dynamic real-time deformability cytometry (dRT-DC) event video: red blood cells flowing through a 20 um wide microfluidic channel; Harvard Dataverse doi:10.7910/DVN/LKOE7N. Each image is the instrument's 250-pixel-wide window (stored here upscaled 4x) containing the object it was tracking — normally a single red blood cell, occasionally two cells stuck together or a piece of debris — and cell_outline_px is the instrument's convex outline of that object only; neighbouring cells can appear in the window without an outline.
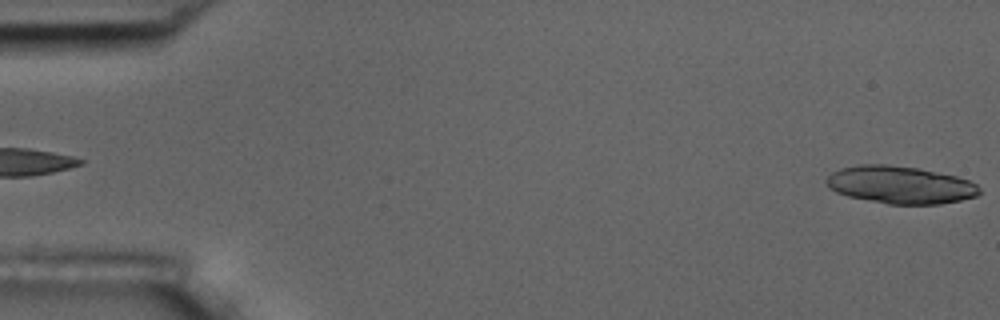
{"species": "common noctule bat (a hibernating species)", "species_latin": "Nyctalus noctula", "temperature_condition": "room temperature", "stored_images_in_passage": 5, "camera_frame_rate_fps": 3000, "um_per_image_px": 0.085, "animal": {"sex": "male", "body_mass_g": 17.5, "forearm_length_mm": 52.3}, "frame": {"image": 1, "passage_image": 5, "time_ms": 1.333, "image_size_px": [1000, 320], "cell_outline_px": [[980, 192], [976, 196], [960, 200], [940, 204], [888, 204], [848, 196], [836, 192], [828, 188], [824, 180], [832, 172], [840, 168], [860, 164], [888, 164], [916, 168], [956, 176], [968, 180], [976, 184], [980, 188]], "centroid_in_image_um": [76.48, 15.71], "position_along_channel_um": 8.5, "area_um2": 33.47}}